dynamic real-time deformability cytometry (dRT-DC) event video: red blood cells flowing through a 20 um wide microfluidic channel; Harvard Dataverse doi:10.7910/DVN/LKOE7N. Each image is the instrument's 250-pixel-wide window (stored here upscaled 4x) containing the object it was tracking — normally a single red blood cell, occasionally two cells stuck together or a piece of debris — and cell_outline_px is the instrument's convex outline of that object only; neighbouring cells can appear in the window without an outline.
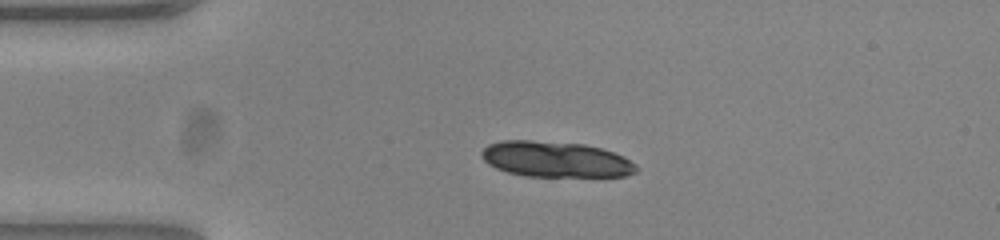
{"species": "common noctule bat (a hibernating species)", "species_latin": "Nyctalus noctula", "temperature_condition": "warm", "stored_images_in_passage": 35, "camera_frame_rate_fps": 3000, "um_per_image_px": 0.085, "animal": {"sex": "female", "body_mass_g": 23.0, "forearm_length_mm": 53.4}, "frame": {"image": 1, "passage_image": 1, "time_ms": 0.0, "image_size_px": [1000, 240], "cell_outline_px": [[640, 168], [636, 172], [624, 176], [524, 176], [508, 172], [496, 168], [488, 164], [480, 156], [480, 152], [488, 144], [504, 140], [532, 140], [584, 144], [600, 148], [624, 156], [636, 164]], "centroid_in_image_um": [47.22, 13.54], "position_along_channel_um": 37.8, "area_um2": 32.31}, "authors_computed_cell_mechanics": {"area_um2": 19.4786, "velocity_mm_per_s": 3.8402, "shape_relaxation_time_tau1_ms": 2.5106, "shape_relaxation_time_tau2_ms": 2.9485, "deformation_change_tau1": 0.0993, "deformation_change_tau2": 0.0475}}